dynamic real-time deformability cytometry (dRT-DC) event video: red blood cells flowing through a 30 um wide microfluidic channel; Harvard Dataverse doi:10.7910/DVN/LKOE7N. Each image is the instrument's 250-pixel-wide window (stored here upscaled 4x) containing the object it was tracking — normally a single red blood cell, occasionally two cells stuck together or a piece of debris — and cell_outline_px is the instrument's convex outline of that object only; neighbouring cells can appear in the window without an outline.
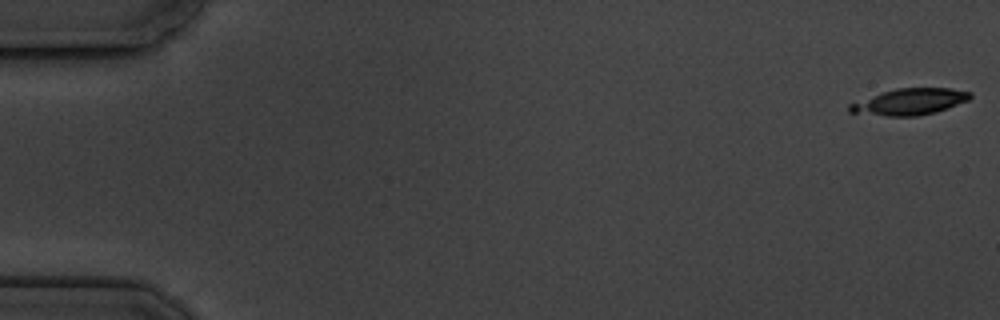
{"species": "common noctule bat (a hibernating species)", "species_latin": "Nyctalus noctula", "temperature_condition": "cold", "stored_images_in_passage": 4, "camera_frame_rate_fps": 3000, "um_per_image_px": 0.085, "animal": {"sex": "male", "body_mass_g": 19.5, "forearm_length_mm": 54.6}, "frame": {"image": 1, "passage_image": 1, "time_ms": 0.0, "image_size_px": [1000, 320], "cell_outline_px": [[972, 96], [968, 100], [936, 112], [916, 116], [888, 116], [848, 112], [848, 104], [896, 88], [952, 88], [972, 92]], "centroid_in_image_um": [77.34, 8.65], "position_along_channel_um": 7.7, "area_um2": 18.32}}